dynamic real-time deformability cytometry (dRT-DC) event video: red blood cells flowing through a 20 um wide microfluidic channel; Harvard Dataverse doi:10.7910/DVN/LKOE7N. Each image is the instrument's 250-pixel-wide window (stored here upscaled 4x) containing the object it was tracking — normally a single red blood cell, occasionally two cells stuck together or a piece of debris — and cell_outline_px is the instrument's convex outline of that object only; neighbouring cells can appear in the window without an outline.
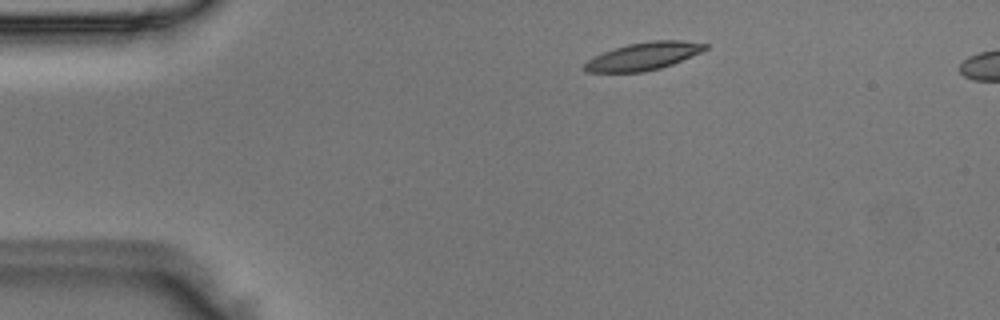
{"species": "Egyptian fruit bat (a non-hibernating species)", "species_latin": "Rousettus aegyptiacus", "temperature_condition": "room temperature", "stored_images_in_passage": 4, "segment_of_instrument_passage": [1, 2], "camera_frame_rate_fps": 3000, "um_per_image_px": 0.085, "animal": {"sex": "male"}, "frame": {"image": 1, "passage_image": 2, "time_ms": 0.333, "image_size_px": [1000, 320], "cell_outline_px": [[708, 48], [700, 52], [672, 64], [660, 68], [644, 72], [584, 72], [584, 64], [588, 60], [604, 52], [628, 44], [648, 40], [680, 40], [708, 44]], "centroid_in_image_um": [54.7, 4.77], "position_along_channel_um": 30.3, "area_um2": 19.25}}